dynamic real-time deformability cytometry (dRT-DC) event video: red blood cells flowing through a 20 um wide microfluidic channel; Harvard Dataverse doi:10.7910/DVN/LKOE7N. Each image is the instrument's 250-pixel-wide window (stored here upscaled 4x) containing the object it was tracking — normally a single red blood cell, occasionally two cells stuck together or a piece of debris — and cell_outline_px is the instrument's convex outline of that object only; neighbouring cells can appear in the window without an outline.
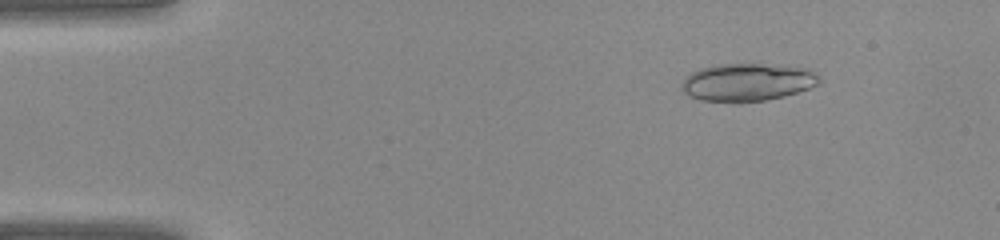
{"species": "common noctule bat (a hibernating species)", "species_latin": "Nyctalus noctula", "temperature_condition": "warm", "stored_images_in_passage": 7, "camera_frame_rate_fps": 3000, "um_per_image_px": 0.085, "animal": {"sex": "female", "body_mass_g": 22.0, "forearm_length_mm": 56.7}, "frame": {"image": 1, "passage_image": 5, "time_ms": 1.333, "image_size_px": [1000, 240], "cell_outline_px": [[820, 84], [784, 96], [764, 100], [736, 104], [700, 100], [688, 96], [680, 88], [684, 80], [692, 72], [700, 68], [712, 64], [760, 64], [804, 68], [820, 76]], "centroid_in_image_um": [63.47, 7.01], "position_along_channel_um": 21.5, "area_um2": 30.46}}